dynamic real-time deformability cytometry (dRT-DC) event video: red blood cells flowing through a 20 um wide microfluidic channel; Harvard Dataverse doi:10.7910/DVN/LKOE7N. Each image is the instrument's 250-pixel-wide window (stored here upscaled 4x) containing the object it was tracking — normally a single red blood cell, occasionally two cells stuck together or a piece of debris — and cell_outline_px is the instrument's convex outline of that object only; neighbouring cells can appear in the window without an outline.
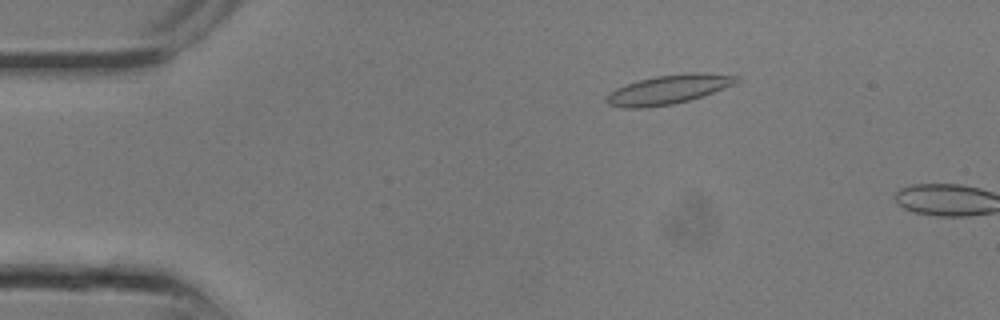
{"species": "common noctule bat (a hibernating species)", "species_latin": "Nyctalus noctula", "temperature_condition": "room temperature", "stored_images_in_passage": 6, "camera_frame_rate_fps": 3000, "um_per_image_px": 0.085, "animal": {"sex": "male", "body_mass_g": 13.3}, "frame": {"image": 1, "passage_image": 5, "time_ms": 1.333, "image_size_px": [1000, 320], "cell_outline_px": [[740, 80], [736, 84], [704, 96], [672, 104], [644, 108], [624, 108], [608, 104], [608, 92], [624, 84], [656, 76], [688, 72], [704, 72], [740, 76]], "centroid_in_image_um": [56.88, 7.59], "position_along_channel_um": 28.1, "area_um2": 22.25}}